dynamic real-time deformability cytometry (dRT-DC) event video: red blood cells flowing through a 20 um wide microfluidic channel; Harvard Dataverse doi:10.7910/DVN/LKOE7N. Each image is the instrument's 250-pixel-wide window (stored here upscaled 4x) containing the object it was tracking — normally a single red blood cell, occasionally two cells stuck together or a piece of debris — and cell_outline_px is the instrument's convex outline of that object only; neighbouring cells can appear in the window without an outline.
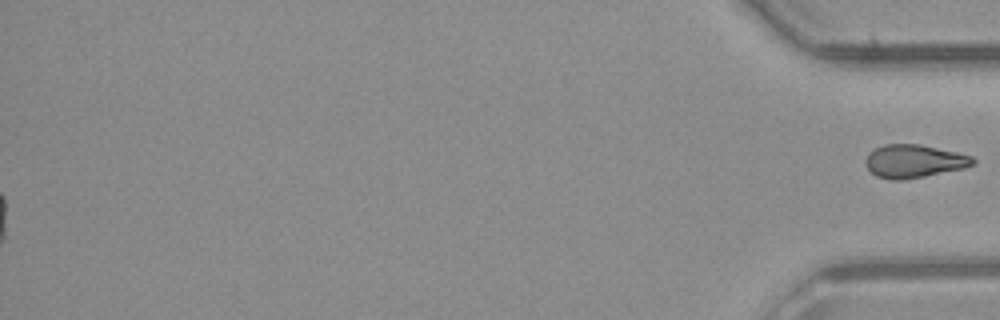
{"species": "common noctule bat (a hibernating species)", "species_latin": "Nyctalus noctula", "temperature_condition": "room temperature", "stored_images_in_passage": 37, "segment_of_instrument_passage": [2, 2], "camera_frame_rate_fps": 3000, "um_per_image_px": 0.085, "animal": {"sex": "male", "body_mass_g": 23.1, "forearm_length_mm": 52.7}, "frame": {"image": 1, "passage_image": 37, "time_ms": 12.0, "image_size_px": [1000, 320], "cell_outline_px": [[976, 160], [972, 164], [964, 168], [924, 176], [900, 180], [892, 180], [876, 176], [868, 168], [868, 152], [884, 144], [920, 144], [956, 152], [972, 156]], "centroid_in_image_um": [77.71, 13.69], "position_along_channel_um": 357.5, "area_um2": 20.35}}